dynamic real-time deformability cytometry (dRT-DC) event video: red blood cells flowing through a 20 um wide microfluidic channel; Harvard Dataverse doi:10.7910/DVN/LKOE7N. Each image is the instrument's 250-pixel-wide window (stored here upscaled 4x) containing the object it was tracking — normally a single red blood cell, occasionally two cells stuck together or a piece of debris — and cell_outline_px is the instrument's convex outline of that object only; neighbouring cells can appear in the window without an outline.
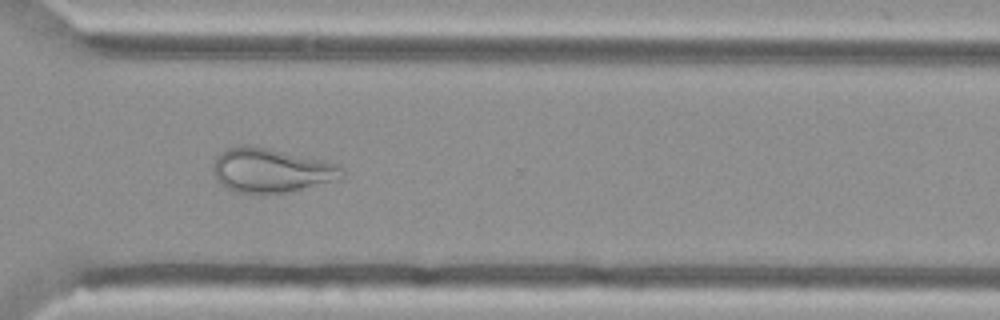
{"species": "Egyptian fruit bat (a non-hibernating species)", "species_latin": "Rousettus aegyptiacus", "temperature_condition": "cold", "stored_images_in_passage": 54, "camera_frame_rate_fps": 3000, "um_per_image_px": 0.085, "animal": {"sex": "female"}, "frame": {"image": 1, "passage_image": 40, "time_ms": 13.0, "image_size_px": [1000, 320], "cell_outline_px": [[344, 176], [332, 180], [292, 192], [236, 192], [220, 184], [212, 168], [212, 164], [216, 156], [220, 152], [228, 148], [244, 144], [268, 148], [324, 160], [340, 164], [344, 168]], "centroid_in_image_um": [23.04, 14.45], "position_along_channel_um": 347.6, "area_um2": 33.0}}
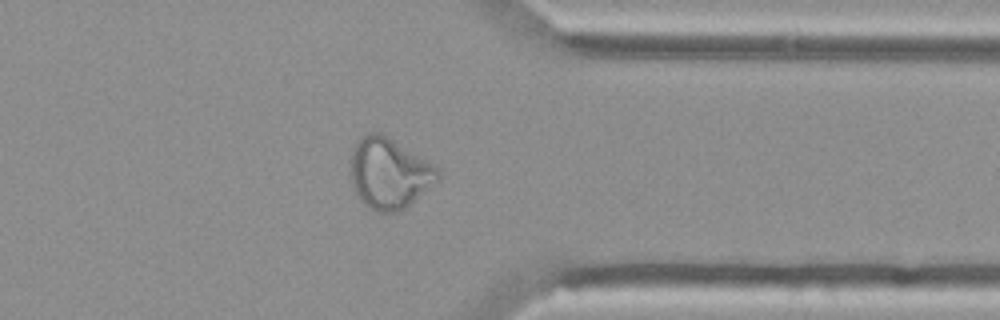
{"frame": {"image": 2, "passage_image": 43, "time_ms": 14.0, "image_size_px": [1000, 320], "cell_outline_px": [[440, 180], [408, 208], [400, 212], [376, 212], [364, 204], [360, 200], [352, 184], [348, 172], [352, 148], [356, 140], [368, 132], [380, 132], [388, 136], [440, 168]], "centroid_in_image_um": [33.08, 14.74], "position_along_channel_um": 378.3, "area_um2": 36.99}}